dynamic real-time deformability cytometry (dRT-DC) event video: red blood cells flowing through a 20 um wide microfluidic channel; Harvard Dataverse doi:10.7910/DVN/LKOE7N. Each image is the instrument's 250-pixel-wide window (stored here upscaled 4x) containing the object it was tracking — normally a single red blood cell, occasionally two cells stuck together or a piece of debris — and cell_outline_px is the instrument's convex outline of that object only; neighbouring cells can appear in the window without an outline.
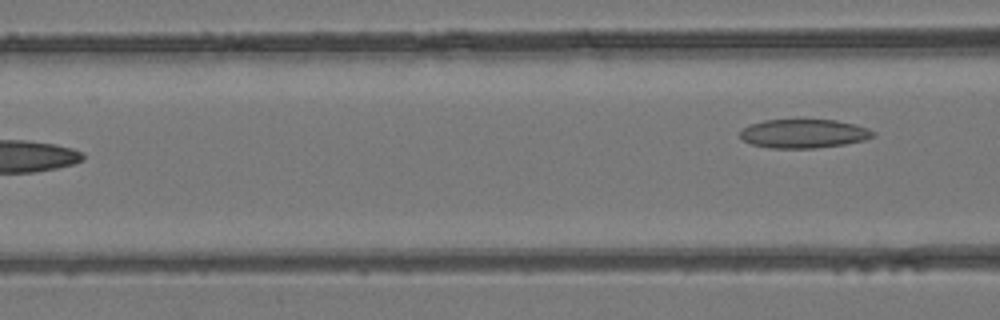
{"species": "common noctule bat (a hibernating species)", "species_latin": "Nyctalus noctula", "temperature_condition": "room temperature", "stored_images_in_passage": 6, "camera_frame_rate_fps": 3000, "um_per_image_px": 0.085, "animal": {"sex": "female", "body_mass_g": 24.6, "forearm_length_mm": 56.2}, "frame": {"image": 1, "passage_image": 6, "time_ms": 1.667, "image_size_px": [1000, 320], "cell_outline_px": [[876, 136], [864, 140], [844, 144], [816, 148], [768, 148], [752, 144], [744, 140], [740, 136], [740, 132], [748, 124], [764, 120], [796, 116], [836, 120], [868, 128], [876, 132]], "centroid_in_image_um": [68.3, 11.3], "position_along_channel_um": 98.3, "area_um2": 23.35}}